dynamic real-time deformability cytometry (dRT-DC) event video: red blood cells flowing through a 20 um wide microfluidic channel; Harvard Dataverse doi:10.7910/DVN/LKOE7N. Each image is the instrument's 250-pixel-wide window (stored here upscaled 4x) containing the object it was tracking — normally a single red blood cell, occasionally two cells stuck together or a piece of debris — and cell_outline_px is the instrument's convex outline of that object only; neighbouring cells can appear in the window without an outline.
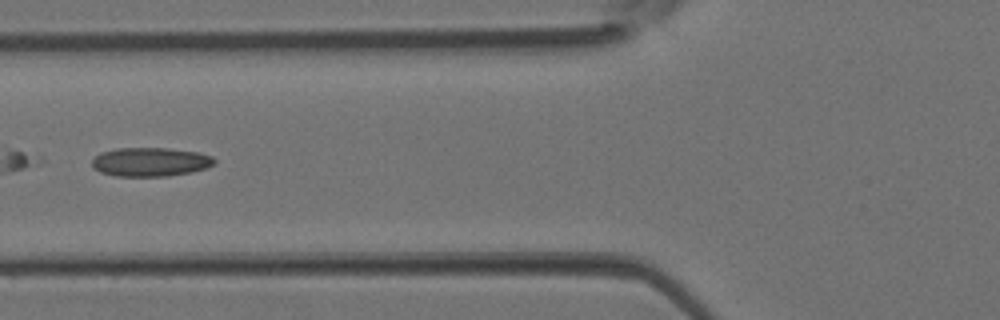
{"species": "Egyptian fruit bat (a non-hibernating species)", "species_latin": "Rousettus aegyptiacus", "temperature_condition": "room temperature", "stored_images_in_passage": 5, "camera_frame_rate_fps": 3000, "um_per_image_px": 0.085, "animal": {"sex": "female"}, "frame": {"image": 1, "passage_image": 5, "time_ms": 1.333, "image_size_px": [1000, 320], "cell_outline_px": [[216, 164], [208, 168], [192, 172], [168, 176], [116, 176], [100, 172], [92, 168], [92, 160], [100, 152], [116, 148], [168, 148], [196, 152], [212, 156], [216, 160]], "centroid_in_image_um": [12.79, 13.77], "position_along_channel_um": 113.0, "area_um2": 20.81}}